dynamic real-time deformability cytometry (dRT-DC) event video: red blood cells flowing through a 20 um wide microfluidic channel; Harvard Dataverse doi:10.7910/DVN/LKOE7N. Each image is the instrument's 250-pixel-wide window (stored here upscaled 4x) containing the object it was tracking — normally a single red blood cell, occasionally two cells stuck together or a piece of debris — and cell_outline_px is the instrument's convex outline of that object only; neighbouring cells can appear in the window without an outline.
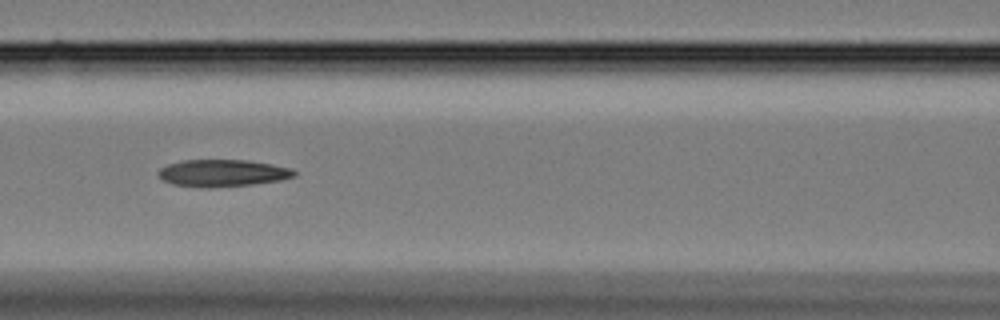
{"species": "Egyptian fruit bat (a non-hibernating species)", "species_latin": "Rousettus aegyptiacus", "temperature_condition": "cold", "stored_images_in_passage": 21, "camera_frame_rate_fps": 3000, "um_per_image_px": 0.085, "animal": {"sex": "female"}, "frame": {"image": 1, "passage_image": 10, "time_ms": 3.0, "image_size_px": [1000, 320], "cell_outline_px": [[296, 176], [280, 180], [252, 184], [208, 188], [200, 188], [172, 184], [164, 180], [156, 172], [160, 168], [168, 164], [184, 160], [248, 160], [272, 164], [292, 168], [296, 172]], "centroid_in_image_um": [18.92, 14.71], "position_along_channel_um": 147.7, "area_um2": 21.5}}